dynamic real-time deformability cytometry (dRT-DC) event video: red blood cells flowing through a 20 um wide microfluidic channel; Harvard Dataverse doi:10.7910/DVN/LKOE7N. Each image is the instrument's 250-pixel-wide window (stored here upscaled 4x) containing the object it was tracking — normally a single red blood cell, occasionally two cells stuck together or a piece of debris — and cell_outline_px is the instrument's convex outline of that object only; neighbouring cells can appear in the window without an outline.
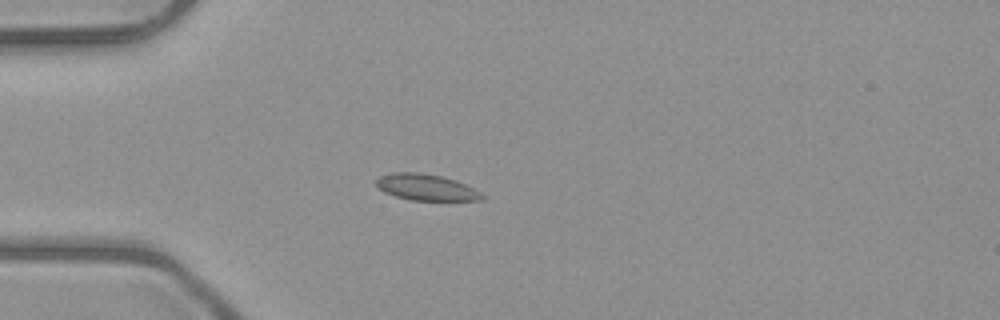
{"species": "common noctule bat (a hibernating species)", "species_latin": "Nyctalus noctula", "temperature_condition": "room temperature", "stored_images_in_passage": 52, "camera_frame_rate_fps": 3000, "um_per_image_px": 0.085, "animal": {"sex": "male", "body_mass_g": 23.1, "forearm_length_mm": 52.7}, "frame": {"image": 1, "passage_image": 15, "time_ms": 4.667, "image_size_px": [1000, 320], "cell_outline_px": [[484, 200], [408, 200], [384, 192], [376, 184], [376, 180], [380, 176], [392, 172], [416, 172], [440, 176], [456, 180], [480, 192], [484, 196]], "centroid_in_image_um": [36.21, 15.92], "position_along_channel_um": 48.8, "area_um2": 16.01}}
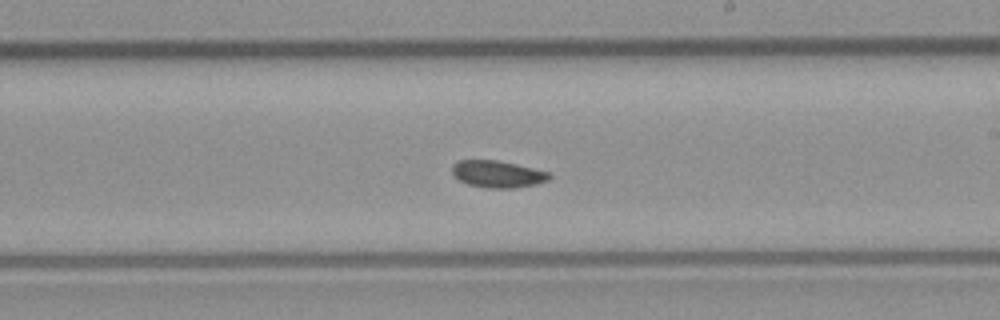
{"frame": {"image": 2, "passage_image": 31, "time_ms": 10.0, "image_size_px": [1000, 320], "cell_outline_px": [[552, 176], [548, 180], [536, 184], [516, 188], [488, 188], [468, 184], [460, 180], [452, 172], [452, 164], [460, 160], [496, 160], [516, 164], [552, 172]], "centroid_in_image_um": [42.34, 14.79], "position_along_channel_um": 246.7, "area_um2": 15.32}}
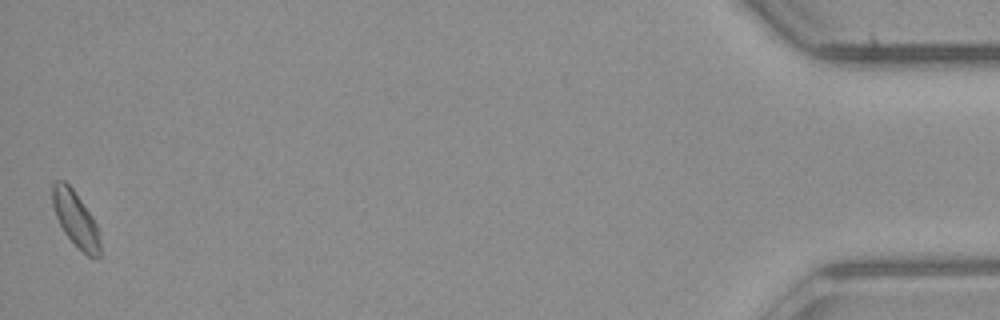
{"frame": {"image": 3, "passage_image": 52, "time_ms": 17.0, "image_size_px": [1000, 320], "cell_outline_px": [[100, 256], [88, 256], [64, 232], [56, 216], [52, 204], [52, 184], [56, 180], [64, 180], [72, 188], [92, 216], [96, 224], [100, 244]], "centroid_in_image_um": [6.4, 18.57], "position_along_channel_um": 428.8, "area_um2": 14.91}, "authors_computed_cell_mechanics": {"area_um2": 15.606, "velocity_mm_per_s": 3.9915, "shape_relaxation_time_tau1_ms": 10.0527, "shape_relaxation_time_tau2_ms": 1.1278, "deformation_change_tau1": 0.1069, "deformation_change_tau2": 0.0526}}